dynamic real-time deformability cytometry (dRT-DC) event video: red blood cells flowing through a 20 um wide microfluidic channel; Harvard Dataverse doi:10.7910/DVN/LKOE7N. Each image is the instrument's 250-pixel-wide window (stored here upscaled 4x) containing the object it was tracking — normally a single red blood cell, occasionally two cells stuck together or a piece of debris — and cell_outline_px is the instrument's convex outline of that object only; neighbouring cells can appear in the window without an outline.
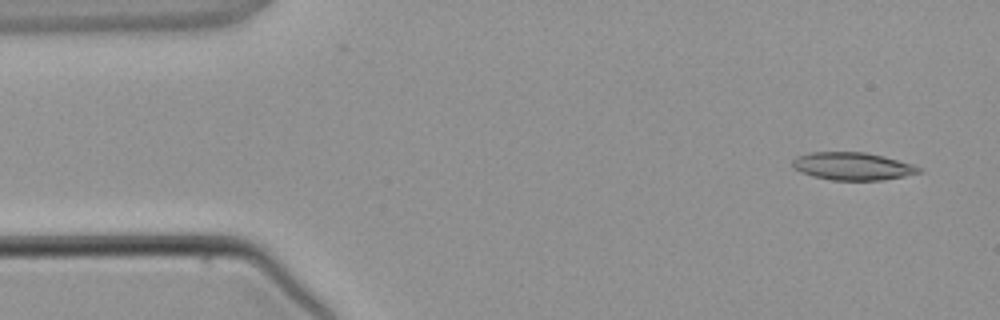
{"species": "common noctule bat (a hibernating species)", "species_latin": "Nyctalus noctula", "temperature_condition": "warm", "stored_images_in_passage": 3, "camera_frame_rate_fps": 3000, "um_per_image_px": 0.085, "animal": {"sex": "male", "body_mass_g": 21.5, "forearm_length_mm": 52.0}, "frame": {"image": 1, "passage_image": 1, "time_ms": 0.0, "image_size_px": [1000, 320], "cell_outline_px": [[924, 172], [884, 180], [832, 180], [812, 176], [800, 172], [792, 168], [792, 160], [796, 156], [808, 152], [864, 152], [884, 156], [912, 164], [920, 168]], "centroid_in_image_um": [72.44, 14.13], "position_along_channel_um": 12.6, "area_um2": 20.58}}
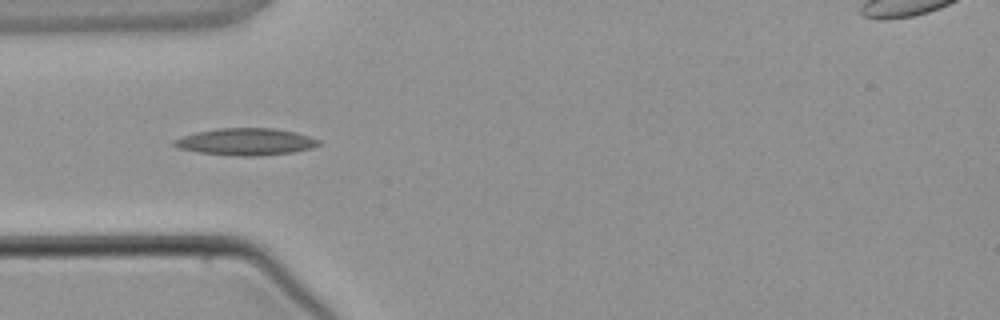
{"frame": {"image": 2, "passage_image": 3, "time_ms": 3.333, "image_size_px": [1000, 320], "cell_outline_px": [[320, 144], [312, 148], [292, 152], [260, 156], [236, 156], [200, 152], [180, 148], [172, 144], [172, 140], [196, 132], [216, 128], [272, 128], [296, 132], [320, 140]], "centroid_in_image_um": [20.91, 12.04], "position_along_channel_um": 64.1, "area_um2": 22.66}}